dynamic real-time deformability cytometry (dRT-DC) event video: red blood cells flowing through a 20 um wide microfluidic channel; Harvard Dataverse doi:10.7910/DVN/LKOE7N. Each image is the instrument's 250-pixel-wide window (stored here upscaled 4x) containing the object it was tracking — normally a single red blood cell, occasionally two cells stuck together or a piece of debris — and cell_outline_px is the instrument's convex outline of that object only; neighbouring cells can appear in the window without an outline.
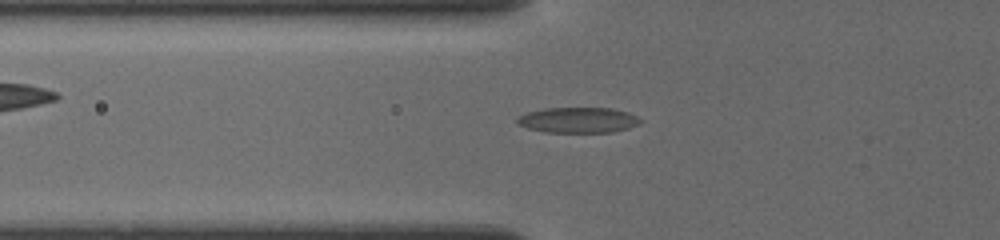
{"species": "common noctule bat (a hibernating species)", "species_latin": "Nyctalus noctula", "temperature_condition": "cold", "stored_images_in_passage": 31, "camera_frame_rate_fps": 3000, "um_per_image_px": 0.085, "animal": {"sex": "female", "body_mass_g": 19.5, "forearm_length_mm": 54.1}, "frame": {"image": 1, "passage_image": 18, "time_ms": 4.667, "image_size_px": [1000, 240], "cell_outline_px": [[640, 124], [628, 128], [608, 132], [544, 132], [528, 128], [520, 124], [516, 120], [520, 116], [528, 112], [544, 108], [612, 108], [628, 112], [636, 116], [640, 120]], "centroid_in_image_um": [49.15, 10.2], "position_along_channel_um": 76.6, "area_um2": 18.09}}
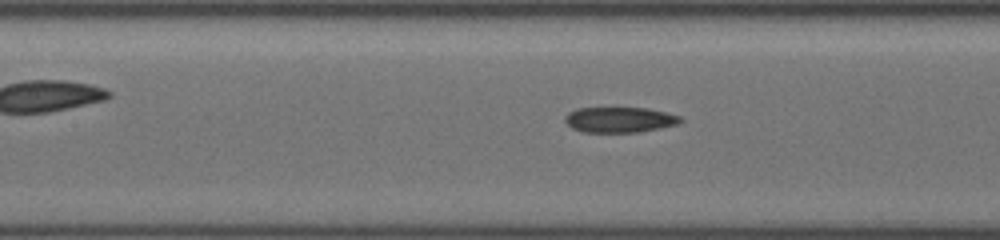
{"frame": {"image": 2, "passage_image": 26, "time_ms": 6.667, "image_size_px": [1000, 240], "cell_outline_px": [[684, 120], [676, 124], [660, 128], [636, 132], [584, 132], [572, 128], [564, 120], [564, 116], [568, 112], [580, 108], [644, 108], [664, 112], [680, 116]], "centroid_in_image_um": [52.64, 10.18], "position_along_channel_um": 154.8, "area_um2": 16.94}}
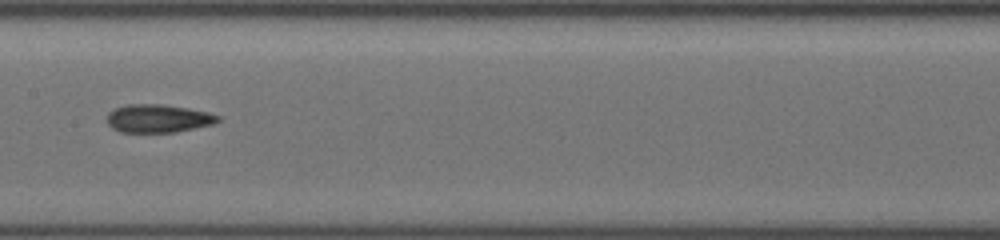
{"frame": {"image": 3, "passage_image": 30, "time_ms": 7.667, "image_size_px": [1000, 240], "cell_outline_px": [[220, 120], [212, 124], [176, 132], [120, 132], [112, 128], [108, 124], [108, 112], [116, 108], [128, 104], [160, 104], [184, 108], [204, 112], [220, 116]], "centroid_in_image_um": [13.4, 10.08], "position_along_channel_um": 194.0, "area_um2": 17.86}}